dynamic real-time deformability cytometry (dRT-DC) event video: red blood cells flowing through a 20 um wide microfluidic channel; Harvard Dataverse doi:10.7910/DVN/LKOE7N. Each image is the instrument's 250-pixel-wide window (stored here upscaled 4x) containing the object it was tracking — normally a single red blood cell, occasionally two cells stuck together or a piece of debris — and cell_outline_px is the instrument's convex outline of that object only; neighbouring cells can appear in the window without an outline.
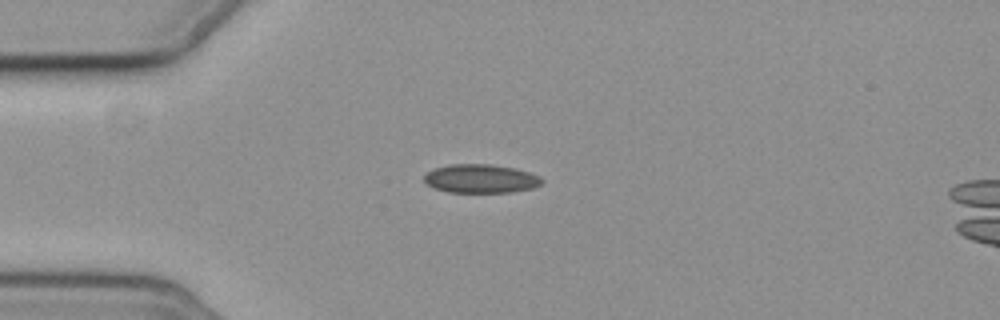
{"species": "common noctule bat (a hibernating species)", "species_latin": "Nyctalus noctula", "temperature_condition": "cold", "stored_images_in_passage": 9, "camera_frame_rate_fps": 3000, "um_per_image_px": 0.085, "animal": {"sex": "female", "body_mass_g": 19.3, "forearm_length_mm": 54.1}, "frame": {"image": 1, "passage_image": 3, "time_ms": 2.333, "image_size_px": [1000, 320], "cell_outline_px": [[544, 180], [540, 184], [532, 188], [512, 192], [448, 192], [436, 188], [428, 184], [424, 180], [424, 176], [432, 168], [448, 164], [492, 164], [516, 168], [540, 176]], "centroid_in_image_um": [40.87, 15.17], "position_along_channel_um": 44.1, "area_um2": 19.71}}
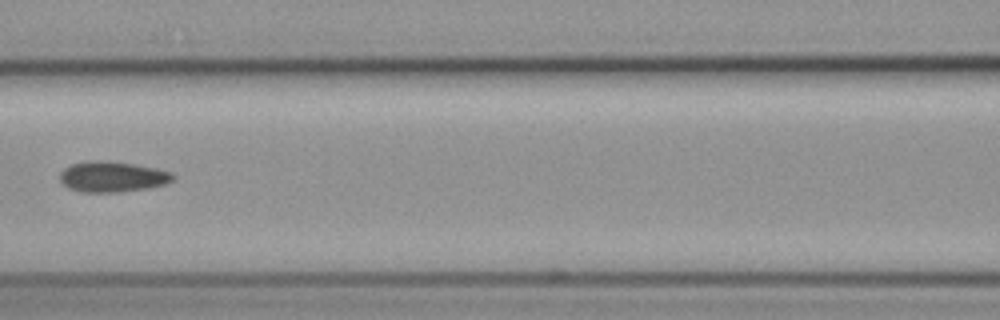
{"frame": {"image": 2, "passage_image": 6, "time_ms": 6.0, "image_size_px": [1000, 320], "cell_outline_px": [[176, 176], [172, 180], [164, 184], [148, 188], [116, 192], [84, 192], [68, 188], [60, 180], [60, 172], [64, 168], [72, 164], [88, 160], [96, 160], [132, 164], [156, 168], [172, 172]], "centroid_in_image_um": [9.54, 15.02], "position_along_channel_um": 157.1, "area_um2": 20.0}}
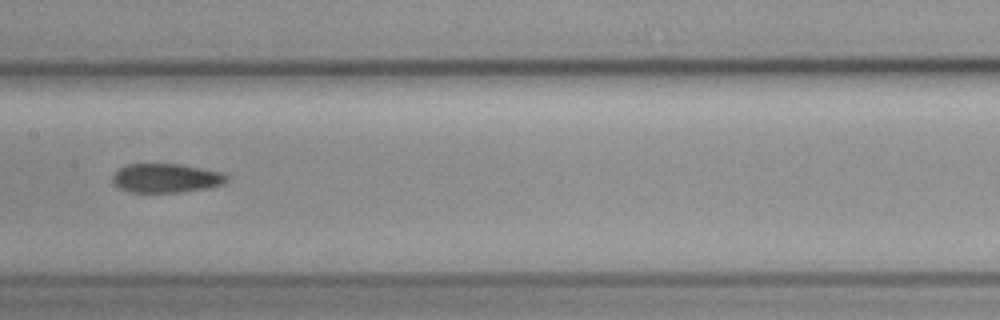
{"frame": {"image": 3, "passage_image": 7, "time_ms": 7.0, "image_size_px": [1000, 320], "cell_outline_px": [[228, 180], [224, 184], [208, 188], [180, 192], [132, 192], [120, 188], [112, 184], [112, 176], [124, 164], [180, 164], [220, 172], [228, 176]], "centroid_in_image_um": [14.1, 15.14], "position_along_channel_um": 193.3, "area_um2": 19.31}}